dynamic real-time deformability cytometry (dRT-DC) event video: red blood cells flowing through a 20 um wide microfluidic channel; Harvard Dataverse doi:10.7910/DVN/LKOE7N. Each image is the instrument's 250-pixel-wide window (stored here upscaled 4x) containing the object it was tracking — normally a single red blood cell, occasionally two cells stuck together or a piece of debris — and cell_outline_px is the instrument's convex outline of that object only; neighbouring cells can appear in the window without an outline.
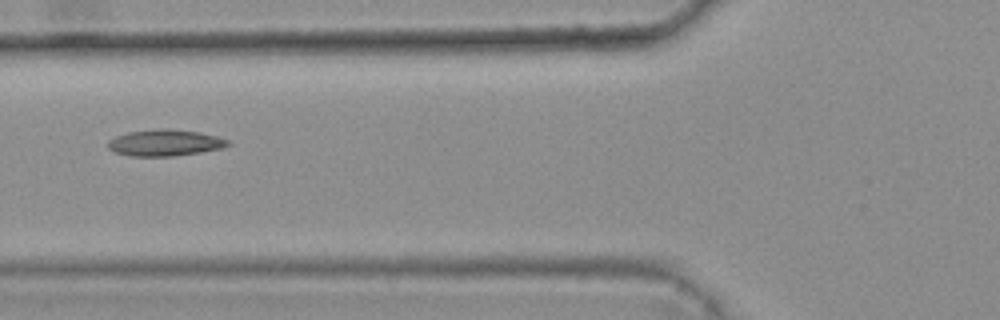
{"species": "common noctule bat (a hibernating species)", "species_latin": "Nyctalus noctula", "temperature_condition": "warm", "stored_images_in_passage": 3, "camera_frame_rate_fps": 3000, "um_per_image_px": 0.085, "animal": {"sex": "female", "body_mass_g": 25.1}, "frame": {"image": 1, "passage_image": 3, "time_ms": 0.667, "image_size_px": [1000, 320], "cell_outline_px": [[232, 144], [224, 148], [200, 152], [172, 156], [132, 156], [116, 152], [108, 148], [108, 140], [116, 136], [128, 132], [160, 128], [168, 128], [200, 132], [216, 136], [228, 140]], "centroid_in_image_um": [14.05, 12.13], "position_along_channel_um": 111.8, "area_um2": 18.5}}